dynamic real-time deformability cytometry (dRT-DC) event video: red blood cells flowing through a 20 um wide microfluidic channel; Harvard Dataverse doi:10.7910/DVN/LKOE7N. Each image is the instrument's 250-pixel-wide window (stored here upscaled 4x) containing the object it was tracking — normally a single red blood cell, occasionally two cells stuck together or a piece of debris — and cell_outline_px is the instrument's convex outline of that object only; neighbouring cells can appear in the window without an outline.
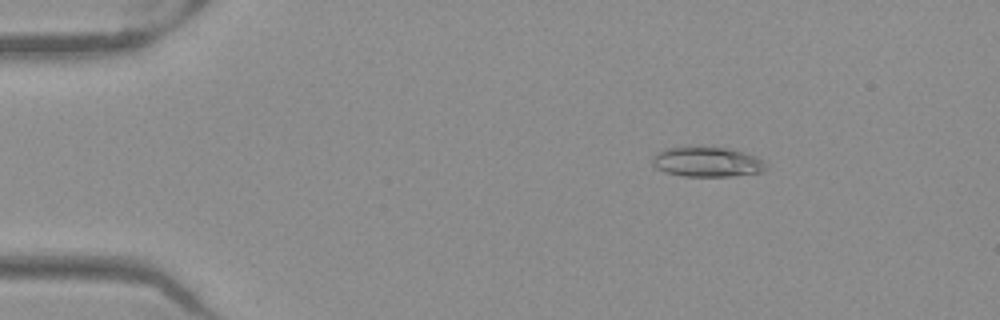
{"species": "Egyptian fruit bat (a non-hibernating species)", "species_latin": "Rousettus aegyptiacus", "temperature_condition": "warm", "stored_images_in_passage": 51, "camera_frame_rate_fps": 3000, "um_per_image_px": 0.085, "frame": {"image": 1, "passage_image": 8, "time_ms": 2.333, "image_size_px": [1000, 320], "cell_outline_px": [[768, 168], [760, 172], [732, 176], [684, 176], [664, 172], [656, 168], [652, 164], [652, 160], [656, 152], [664, 148], [684, 144], [688, 144], [724, 148], [744, 152], [756, 156], [764, 160], [768, 164]], "centroid_in_image_um": [60.06, 13.72], "position_along_channel_um": 24.9, "area_um2": 20.58}}
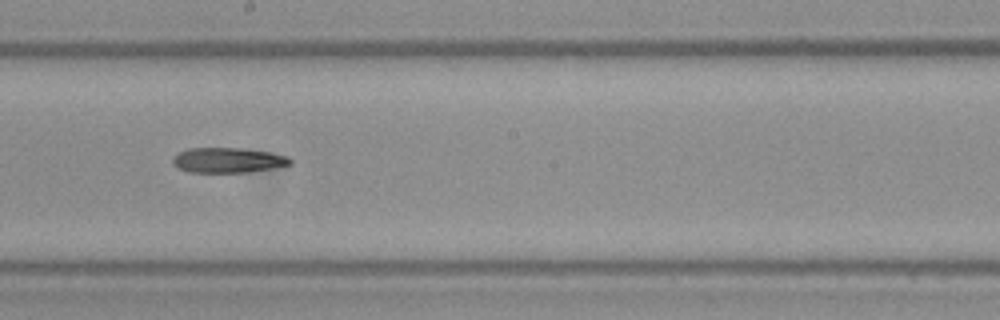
{"frame": {"image": 2, "passage_image": 29, "time_ms": 9.333, "image_size_px": [1000, 320], "cell_outline_px": [[292, 164], [248, 172], [188, 172], [176, 168], [172, 164], [172, 156], [188, 148], [240, 148], [268, 152], [288, 156], [292, 160]], "centroid_in_image_um": [19.32, 13.62], "position_along_channel_um": 228.9, "area_um2": 17.17}}
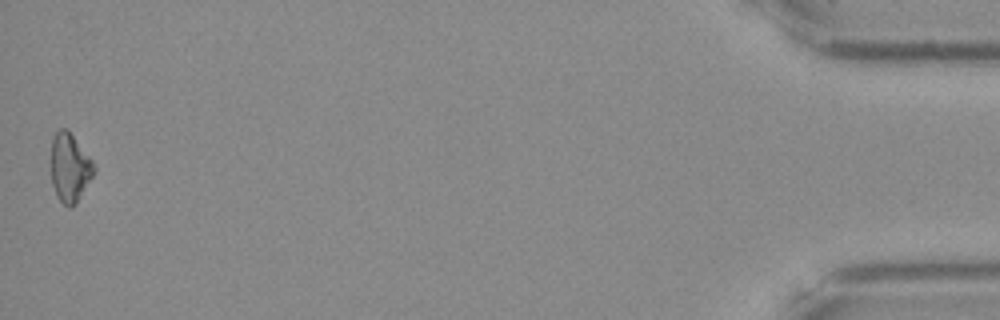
{"frame": {"image": 3, "passage_image": 51, "time_ms": 16.667, "image_size_px": [1000, 320], "cell_outline_px": [[96, 172], [76, 204], [72, 208], [68, 208], [56, 196], [52, 184], [48, 164], [52, 136], [60, 128], [68, 128], [92, 160], [96, 168]], "centroid_in_image_um": [5.89, 14.24], "position_along_channel_um": 429.3, "area_um2": 18.09}}